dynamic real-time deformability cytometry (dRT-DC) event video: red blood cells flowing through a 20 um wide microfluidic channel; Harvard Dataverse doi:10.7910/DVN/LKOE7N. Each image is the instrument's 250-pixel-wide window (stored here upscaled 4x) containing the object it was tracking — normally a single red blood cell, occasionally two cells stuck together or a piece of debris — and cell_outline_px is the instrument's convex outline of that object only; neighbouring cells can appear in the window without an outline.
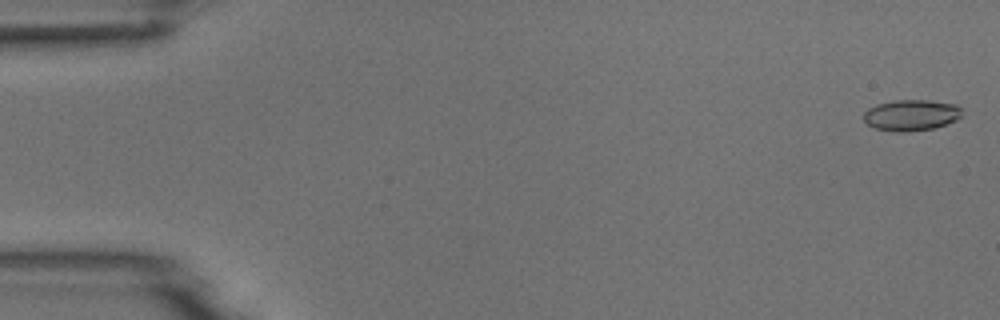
{"species": "common noctule bat (a hibernating species)", "species_latin": "Nyctalus noctula", "temperature_condition": "room temperature", "stored_images_in_passage": 5, "camera_frame_rate_fps": 3000, "um_per_image_px": 0.085, "animal": {"sex": "male", "body_mass_g": 18.8}, "frame": {"image": 1, "passage_image": 1, "time_ms": 0.0, "image_size_px": [1000, 320], "cell_outline_px": [[960, 116], [956, 120], [932, 128], [904, 132], [896, 132], [876, 128], [868, 124], [864, 120], [864, 112], [868, 108], [876, 104], [892, 100], [928, 100], [956, 104], [960, 108]], "centroid_in_image_um": [77.41, 9.77], "position_along_channel_um": 7.6, "area_um2": 17.63}}
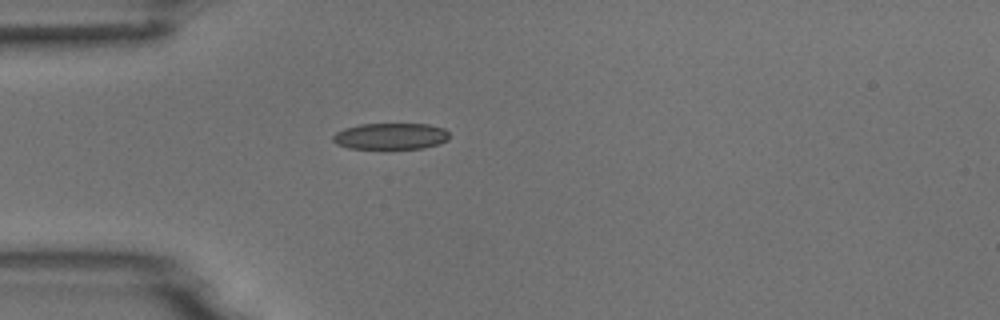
{"frame": {"image": 2, "passage_image": 5, "time_ms": 1.333, "image_size_px": [1000, 320], "cell_outline_px": [[448, 140], [440, 144], [424, 148], [384, 152], [348, 148], [336, 144], [332, 140], [332, 136], [336, 132], [344, 128], [360, 124], [428, 124], [444, 128], [448, 132]], "centroid_in_image_um": [33.18, 11.64], "position_along_channel_um": 51.8, "area_um2": 19.02}}